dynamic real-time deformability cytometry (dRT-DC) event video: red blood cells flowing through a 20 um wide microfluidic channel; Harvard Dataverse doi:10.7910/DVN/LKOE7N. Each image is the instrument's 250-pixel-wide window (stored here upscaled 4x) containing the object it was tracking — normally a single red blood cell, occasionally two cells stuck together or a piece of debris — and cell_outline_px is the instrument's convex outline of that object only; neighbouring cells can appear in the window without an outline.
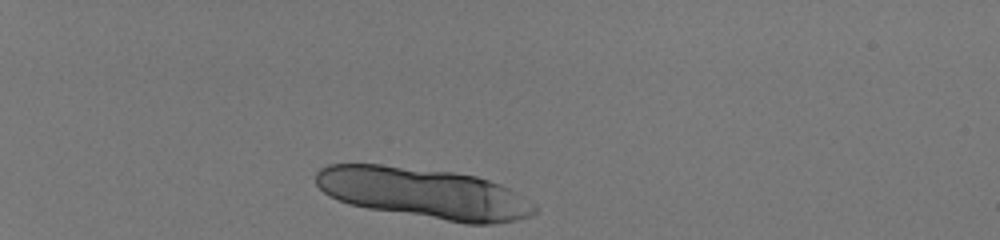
{"species": "human", "species_latin": "Homo sapiens", "temperature_condition": "room temperature", "stored_images_in_passage": 9, "camera_frame_rate_fps": 3000, "um_per_image_px": 0.085, "donor": {"sex": "male"}, "frame": {"image": 1, "passage_image": 1, "time_ms": 0.0, "image_size_px": [1000, 240], "cell_outline_px": [[536, 212], [528, 216], [516, 220], [492, 224], [468, 224], [368, 208], [348, 204], [328, 196], [316, 184], [316, 172], [320, 168], [328, 164], [380, 164], [452, 172], [476, 176], [500, 184], [516, 192], [536, 208]], "centroid_in_image_um": [35.98, 16.42], "position_along_channel_um": 49.0, "area_um2": 64.27}}